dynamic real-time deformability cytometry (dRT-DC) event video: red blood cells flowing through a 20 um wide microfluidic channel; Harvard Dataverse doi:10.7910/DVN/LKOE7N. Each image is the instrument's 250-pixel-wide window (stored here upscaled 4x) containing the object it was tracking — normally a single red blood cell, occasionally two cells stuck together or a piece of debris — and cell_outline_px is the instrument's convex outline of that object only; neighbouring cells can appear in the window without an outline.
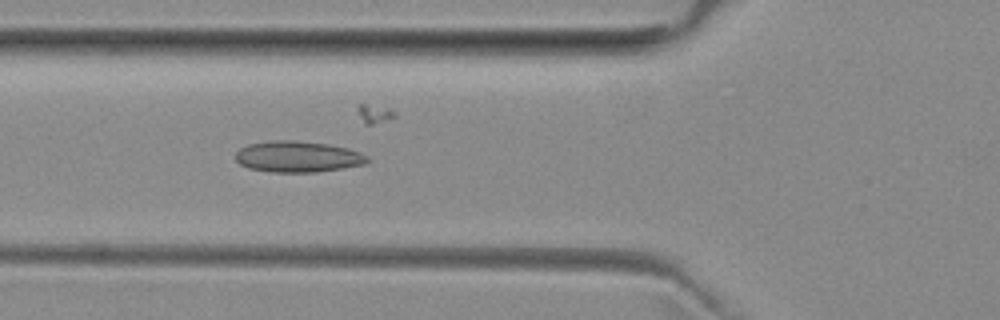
{"species": "common noctule bat (a hibernating species)", "species_latin": "Nyctalus noctula", "temperature_condition": "room temperature", "stored_images_in_passage": 50, "camera_frame_rate_fps": 3000, "um_per_image_px": 0.085, "animal": {"sex": "female", "body_mass_g": 29.2, "forearm_length_mm": 56.3}, "frame": {"image": 1, "passage_image": 19, "time_ms": 6.0, "image_size_px": [1000, 320], "cell_outline_px": [[368, 160], [364, 164], [344, 168], [316, 172], [272, 172], [248, 168], [240, 164], [236, 160], [236, 152], [240, 148], [248, 144], [276, 140], [296, 140], [328, 144], [348, 148], [360, 152], [368, 156]], "centroid_in_image_um": [25.31, 13.31], "position_along_channel_um": 100.5, "area_um2": 23.93}}
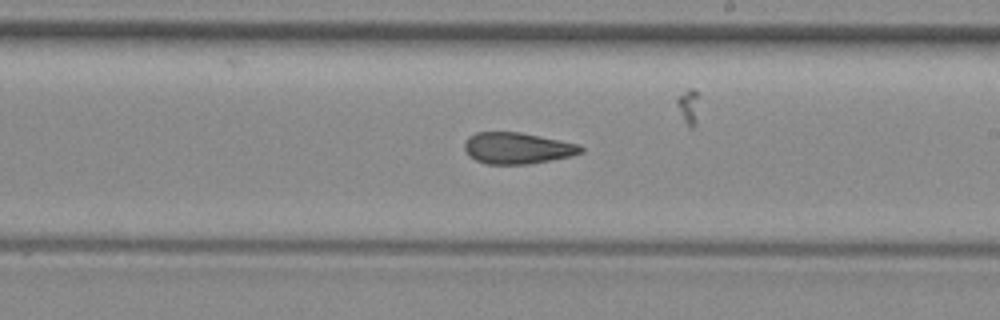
{"frame": {"image": 2, "passage_image": 30, "time_ms": 9.667, "image_size_px": [1000, 320], "cell_outline_px": [[584, 152], [572, 156], [528, 164], [488, 164], [476, 160], [468, 156], [464, 148], [464, 144], [468, 136], [476, 132], [520, 132], [576, 144], [584, 148]], "centroid_in_image_um": [43.94, 12.6], "position_along_channel_um": 245.1, "area_um2": 21.15}}
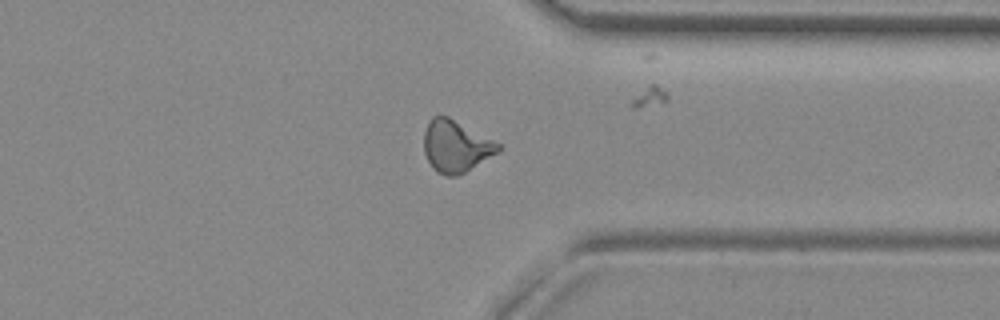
{"frame": {"image": 3, "passage_image": 40, "time_ms": 13.0, "image_size_px": [1000, 320], "cell_outline_px": [[504, 148], [500, 152], [464, 172], [456, 176], [448, 176], [436, 172], [432, 168], [424, 152], [424, 132], [428, 120], [432, 116], [448, 116], [504, 144]], "centroid_in_image_um": [38.79, 12.41], "position_along_channel_um": 372.6, "area_um2": 22.89}}